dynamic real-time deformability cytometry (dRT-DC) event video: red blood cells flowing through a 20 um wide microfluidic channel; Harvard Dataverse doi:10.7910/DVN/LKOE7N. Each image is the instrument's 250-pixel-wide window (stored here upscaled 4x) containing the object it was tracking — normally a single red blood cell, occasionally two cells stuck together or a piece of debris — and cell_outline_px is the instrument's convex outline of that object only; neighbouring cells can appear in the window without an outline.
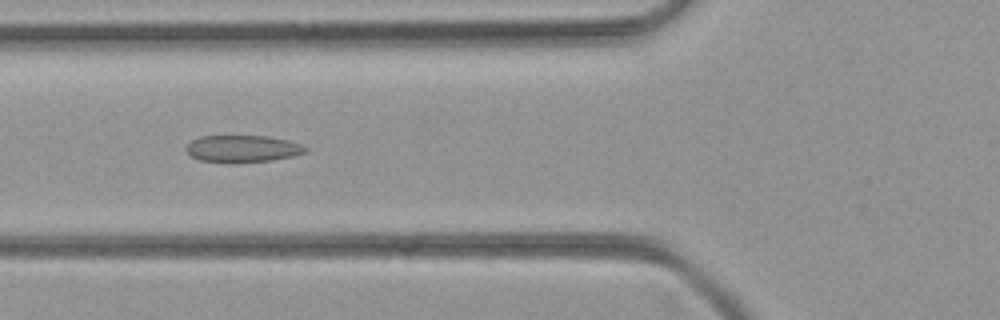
{"species": "common noctule bat (a hibernating species)", "species_latin": "Nyctalus noctula", "temperature_condition": "room temperature", "stored_images_in_passage": 40, "camera_frame_rate_fps": 3000, "um_per_image_px": 0.085, "animal": {"sex": "female", "body_mass_g": 21.9}, "frame": {"image": 1, "passage_image": 13, "time_ms": 4.0, "image_size_px": [1000, 320], "cell_outline_px": [[308, 148], [304, 152], [292, 156], [272, 160], [200, 160], [192, 156], [184, 148], [192, 140], [200, 136], [268, 136], [288, 140], [300, 144]], "centroid_in_image_um": [20.63, 12.59], "position_along_channel_um": 105.2, "area_um2": 17.86}}
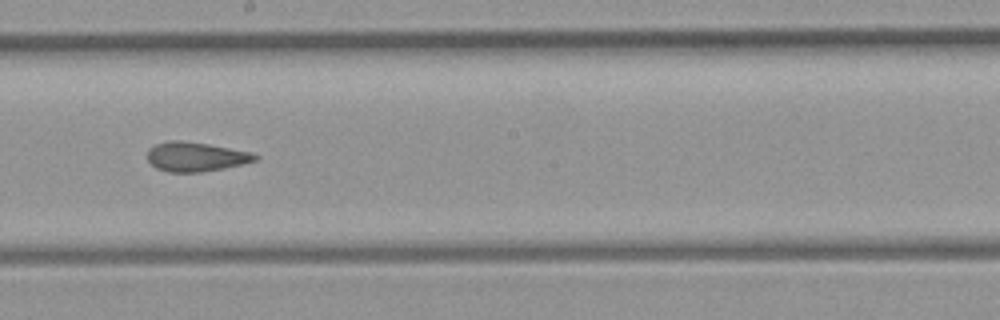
{"frame": {"image": 2, "passage_image": 22, "time_ms": 7.0, "image_size_px": [1000, 320], "cell_outline_px": [[260, 156], [256, 160], [224, 168], [200, 172], [168, 172], [156, 168], [148, 160], [148, 148], [156, 144], [168, 140], [180, 140], [208, 144], [248, 152]], "centroid_in_image_um": [16.58, 13.32], "position_along_channel_um": 231.6, "area_um2": 18.21}}
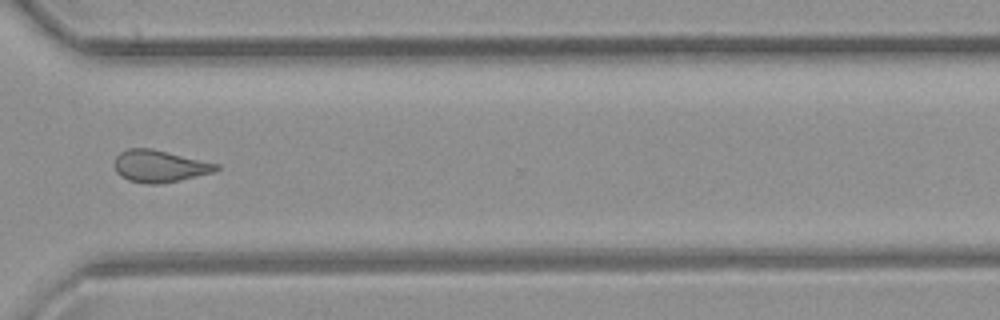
{"frame": {"image": 3, "passage_image": 31, "time_ms": 10.0, "image_size_px": [1000, 320], "cell_outline_px": [[220, 168], [212, 172], [180, 180], [156, 184], [148, 184], [128, 180], [120, 176], [116, 172], [116, 156], [120, 152], [128, 148], [152, 148], [220, 164]], "centroid_in_image_um": [13.57, 14.11], "position_along_channel_um": 357.0, "area_um2": 18.9}}